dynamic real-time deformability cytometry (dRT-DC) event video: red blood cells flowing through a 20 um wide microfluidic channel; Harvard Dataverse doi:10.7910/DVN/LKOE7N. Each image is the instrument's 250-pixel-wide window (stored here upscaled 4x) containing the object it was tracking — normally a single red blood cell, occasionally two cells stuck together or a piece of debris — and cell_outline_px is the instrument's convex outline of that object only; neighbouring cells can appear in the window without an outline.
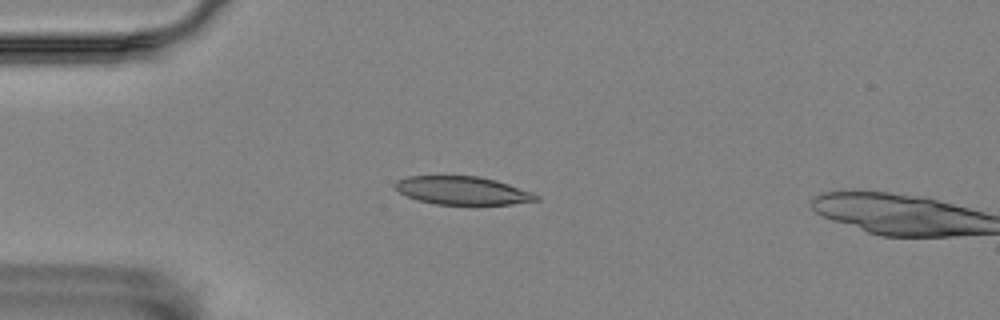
{"species": "Egyptian fruit bat (a non-hibernating species)", "species_latin": "Rousettus aegyptiacus", "temperature_condition": "room temperature", "stored_images_in_passage": 15, "camera_frame_rate_fps": 3000, "um_per_image_px": 0.085, "animal": {"sex": "female"}, "frame": {"image": 1, "passage_image": 13, "time_ms": 4.0, "image_size_px": [1000, 320], "cell_outline_px": [[540, 200], [512, 204], [436, 204], [420, 200], [408, 196], [400, 192], [392, 184], [396, 180], [408, 176], [480, 176], [496, 180], [532, 192], [540, 196]], "centroid_in_image_um": [39.33, 16.19], "position_along_channel_um": 45.7, "area_um2": 23.06}}